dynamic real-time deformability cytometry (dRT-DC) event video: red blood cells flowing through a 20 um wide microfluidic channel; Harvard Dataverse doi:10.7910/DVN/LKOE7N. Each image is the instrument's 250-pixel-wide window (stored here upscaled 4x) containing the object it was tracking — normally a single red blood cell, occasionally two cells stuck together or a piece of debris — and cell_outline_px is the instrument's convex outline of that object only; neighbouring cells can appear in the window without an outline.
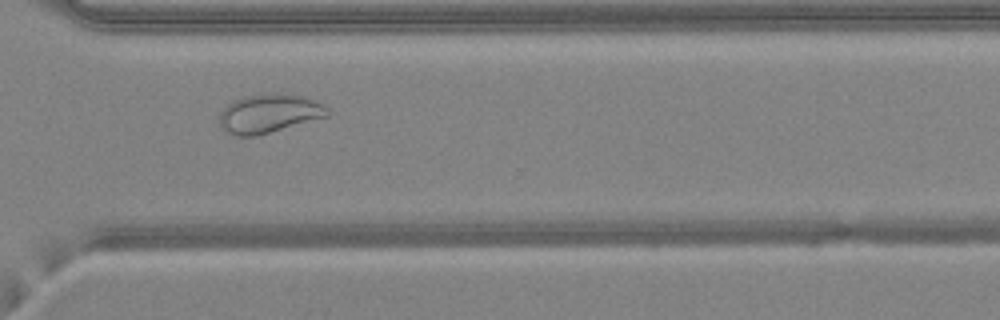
{"species": "common noctule bat (a hibernating species)", "species_latin": "Nyctalus noctula", "temperature_condition": "warm", "stored_images_in_passage": 45, "camera_frame_rate_fps": 3000, "um_per_image_px": 0.085, "animal": {"sex": "female", "body_mass_g": 24.6, "forearm_length_mm": 56.2}, "frame": {"image": 1, "passage_image": 32, "time_ms": 10.333, "image_size_px": [1000, 320], "cell_outline_px": [[328, 116], [256, 136], [236, 136], [228, 132], [220, 124], [220, 112], [228, 104], [236, 100], [248, 96], [264, 92], [304, 96], [324, 104], [328, 108]], "centroid_in_image_um": [22.89, 9.64], "position_along_channel_um": 347.7, "area_um2": 24.16}}
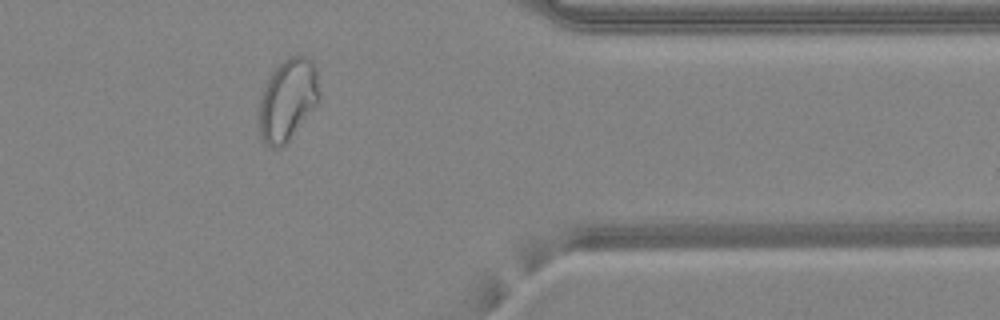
{"frame": {"image": 2, "passage_image": 36, "time_ms": 11.667, "image_size_px": [1000, 320], "cell_outline_px": [[320, 100], [288, 140], [280, 148], [272, 148], [264, 144], [260, 136], [256, 124], [260, 96], [268, 76], [284, 60], [292, 56], [304, 56], [312, 60], [316, 68], [320, 92]], "centroid_in_image_um": [24.41, 8.5], "position_along_channel_um": 387.0, "area_um2": 29.13}, "authors_computed_cell_mechanics": {"area_um2": 29.2468, "velocity_mm_per_s": 4.2256, "shape_relaxation_time_tau1_ms": null, "shape_relaxation_time_tau2_ms": 1.1676, "deformation_change_tau1": null, "deformation_change_tau2": 0.0731}}